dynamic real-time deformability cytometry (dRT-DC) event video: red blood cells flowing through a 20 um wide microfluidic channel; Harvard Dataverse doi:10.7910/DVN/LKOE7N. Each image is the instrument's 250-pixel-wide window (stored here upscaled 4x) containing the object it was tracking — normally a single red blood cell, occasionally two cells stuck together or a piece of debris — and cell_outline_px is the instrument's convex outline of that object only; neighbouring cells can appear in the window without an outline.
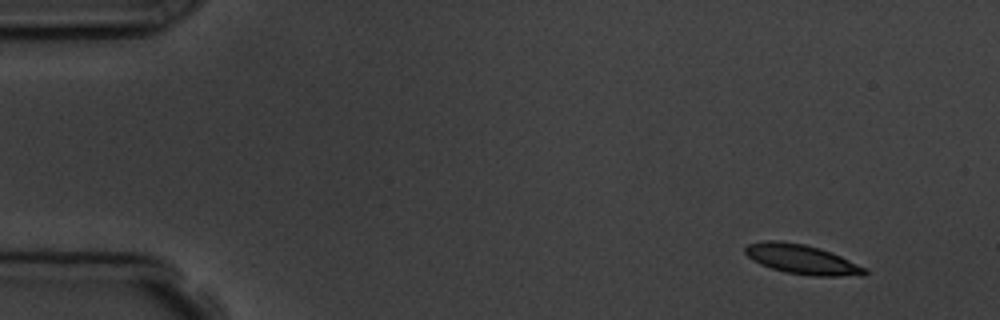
{"species": "common noctule bat (a hibernating species)", "species_latin": "Nyctalus noctula", "temperature_condition": "room temperature", "stored_images_in_passage": 6, "camera_frame_rate_fps": 3000, "um_per_image_px": 0.085, "animal": {"sex": "male", "body_mass_g": 19.5, "forearm_length_mm": 54.6}, "frame": {"image": 1, "passage_image": 2, "time_ms": 1.333, "image_size_px": [1000, 320], "cell_outline_px": [[868, 272], [864, 276], [812, 276], [784, 272], [760, 264], [752, 260], [744, 252], [744, 248], [748, 244], [764, 240], [780, 240], [804, 244], [820, 248], [832, 252], [868, 268]], "centroid_in_image_um": [68.19, 22.04], "position_along_channel_um": 16.8, "area_um2": 20.92}}
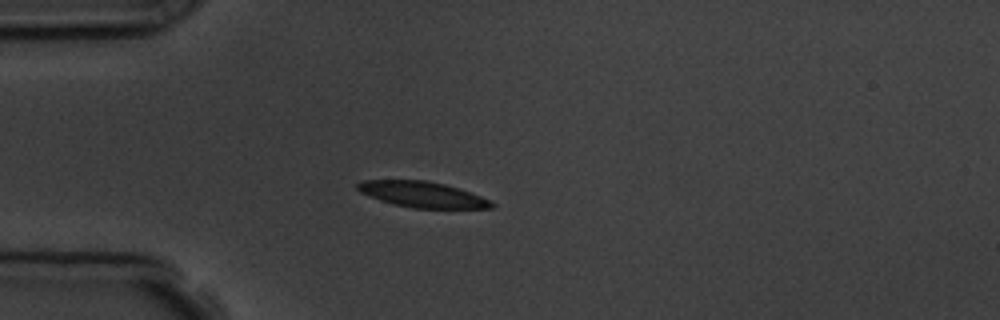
{"frame": {"image": 2, "passage_image": 5, "time_ms": 4.667, "image_size_px": [1000, 320], "cell_outline_px": [[496, 208], [412, 208], [392, 204], [380, 200], [360, 192], [356, 188], [356, 184], [364, 180], [424, 180], [444, 184], [480, 196], [496, 204]], "centroid_in_image_um": [35.87, 16.53], "position_along_channel_um": 49.1, "area_um2": 19.94}}